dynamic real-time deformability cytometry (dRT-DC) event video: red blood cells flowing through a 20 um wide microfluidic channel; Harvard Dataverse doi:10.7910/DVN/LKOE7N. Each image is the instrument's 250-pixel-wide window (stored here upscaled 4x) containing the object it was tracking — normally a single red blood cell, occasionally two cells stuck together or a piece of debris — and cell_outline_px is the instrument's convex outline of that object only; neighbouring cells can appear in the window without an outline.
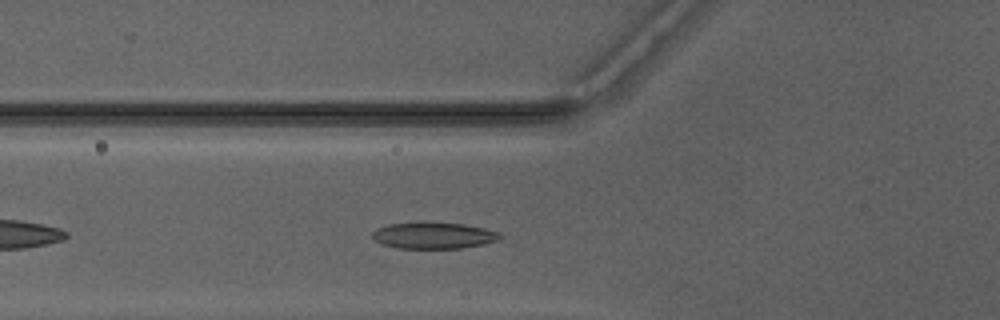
{"species": "Egyptian fruit bat (a non-hibernating species)", "species_latin": "Rousettus aegyptiacus", "temperature_condition": "warm", "stored_images_in_passage": 38, "camera_frame_rate_fps": 3000, "um_per_image_px": 0.085, "animal": {"sex": "male"}, "frame": {"image": 1, "passage_image": 6, "time_ms": 1.667, "image_size_px": [1000, 320], "cell_outline_px": [[504, 236], [500, 240], [484, 244], [460, 248], [396, 248], [380, 244], [372, 236], [372, 232], [376, 228], [388, 224], [464, 224], [484, 228], [500, 232]], "centroid_in_image_um": [36.9, 20.05], "position_along_channel_um": 88.9, "area_um2": 19.25}}
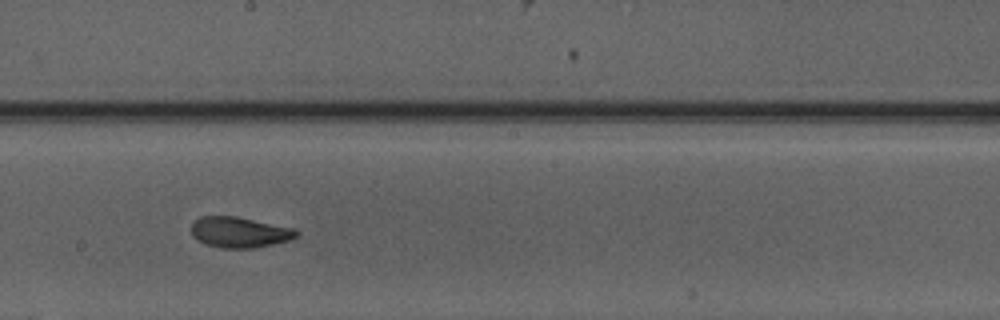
{"frame": {"image": 2, "passage_image": 16, "time_ms": 5.0, "image_size_px": [1000, 320], "cell_outline_px": [[300, 232], [296, 236], [288, 240], [272, 244], [252, 248], [220, 248], [204, 244], [192, 236], [192, 224], [200, 216], [236, 216], [296, 228]], "centroid_in_image_um": [20.36, 19.73], "position_along_channel_um": 227.8, "area_um2": 18.84}}
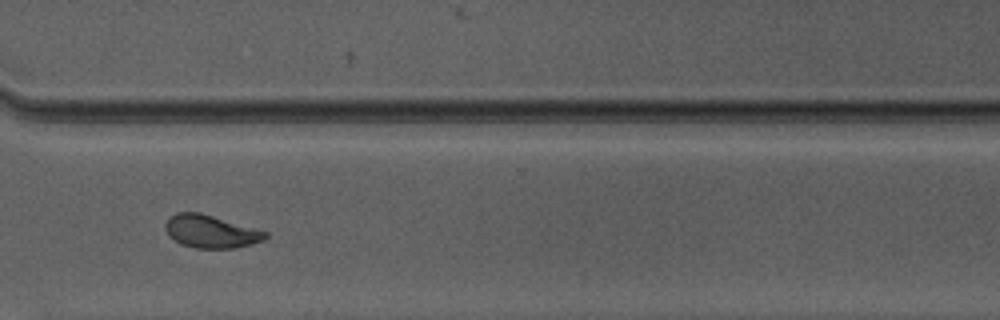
{"frame": {"image": 3, "passage_image": 25, "time_ms": 8.0, "image_size_px": [1000, 320], "cell_outline_px": [[268, 236], [264, 240], [252, 244], [232, 248], [196, 248], [180, 244], [168, 236], [164, 228], [164, 224], [176, 212], [200, 212], [268, 232]], "centroid_in_image_um": [17.9, 19.68], "position_along_channel_um": 352.7, "area_um2": 19.13}, "authors_computed_cell_mechanics": {"area_um2": 19.1896, "velocity_mm_per_s": 4.1613, "shape_relaxation_time_tau1_ms": 3.1128, "shape_relaxation_time_tau2_ms": 1.0121, "deformation_change_tau1": 0.1583, "deformation_change_tau2": 0.0663}}